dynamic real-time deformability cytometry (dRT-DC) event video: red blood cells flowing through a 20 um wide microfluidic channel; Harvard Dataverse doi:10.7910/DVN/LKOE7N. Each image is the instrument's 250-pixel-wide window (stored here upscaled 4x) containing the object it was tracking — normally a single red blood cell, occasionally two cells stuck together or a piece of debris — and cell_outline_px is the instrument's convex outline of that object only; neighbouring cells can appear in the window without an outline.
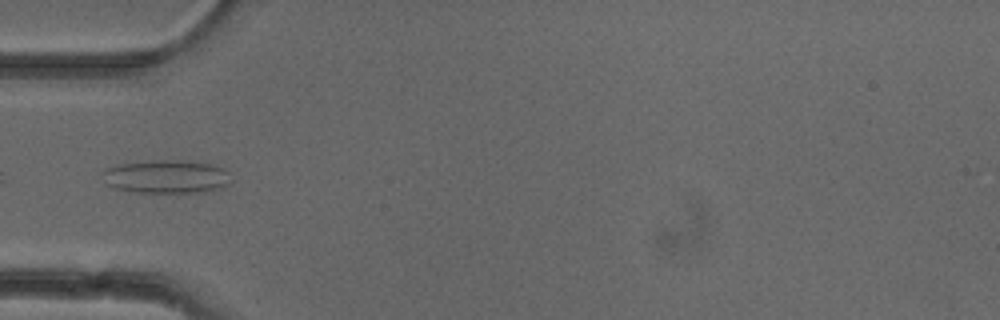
{"species": "common noctule bat (a hibernating species)", "species_latin": "Nyctalus noctula", "temperature_condition": "cold", "stored_images_in_passage": 5, "camera_frame_rate_fps": 3000, "um_per_image_px": 0.085, "animal": {"sex": "female"}, "frame": {"image": 1, "passage_image": 5, "time_ms": 1.333, "image_size_px": [1000, 320], "cell_outline_px": [[232, 180], [224, 188], [204, 192], [136, 192], [116, 188], [108, 184], [100, 172], [104, 168], [120, 164], [156, 160], [180, 160], [212, 164], [224, 168], [228, 172]], "centroid_in_image_um": [14.18, 15.01], "position_along_channel_um": 70.8, "area_um2": 25.09}}